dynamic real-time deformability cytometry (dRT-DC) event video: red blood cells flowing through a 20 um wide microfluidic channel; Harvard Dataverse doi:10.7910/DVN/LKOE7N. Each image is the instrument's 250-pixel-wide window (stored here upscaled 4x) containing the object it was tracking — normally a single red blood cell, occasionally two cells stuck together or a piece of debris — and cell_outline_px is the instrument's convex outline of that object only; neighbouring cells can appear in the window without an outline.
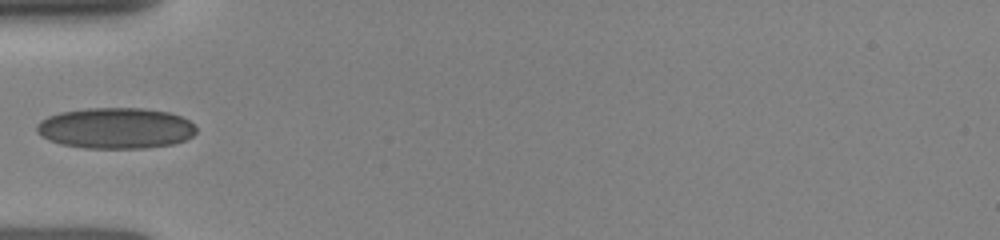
{"species": "human", "species_latin": "Homo sapiens", "temperature_condition": "room temperature", "stored_images_in_passage": 18, "camera_frame_rate_fps": 3000, "um_per_image_px": 0.085, "donor": {"sex": "female"}, "frame": {"image": 1, "passage_image": 10, "time_ms": 4.667, "image_size_px": [1000, 240], "cell_outline_px": [[196, 132], [192, 136], [184, 140], [172, 144], [144, 148], [84, 148], [60, 144], [48, 140], [40, 136], [36, 132], [36, 124], [40, 120], [48, 116], [60, 112], [88, 108], [144, 108], [168, 112], [180, 116], [188, 120], [196, 128]], "centroid_in_image_um": [9.79, 10.89], "position_along_channel_um": 75.2, "area_um2": 38.21}}
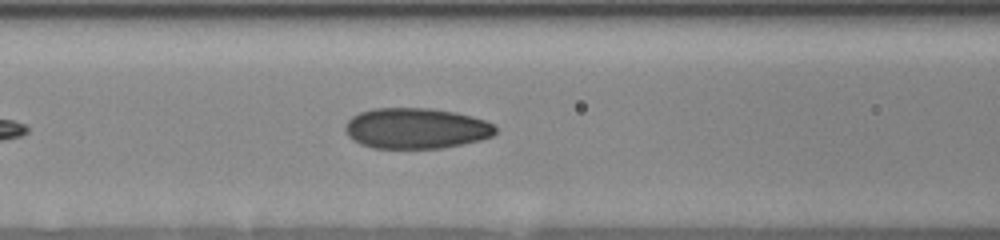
{"frame": {"image": 2, "passage_image": 13, "time_ms": 6.0, "image_size_px": [1000, 240], "cell_outline_px": [[496, 132], [492, 136], [480, 140], [444, 148], [372, 148], [360, 144], [352, 140], [348, 136], [344, 128], [348, 120], [352, 116], [360, 112], [372, 108], [432, 108], [472, 116], [496, 124]], "centroid_in_image_um": [35.36, 10.91], "position_along_channel_um": 131.2, "area_um2": 35.84}}
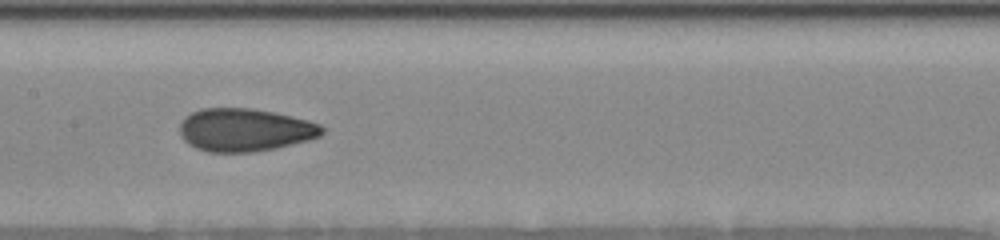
{"frame": {"image": 3, "passage_image": 16, "time_ms": 7.333, "image_size_px": [1000, 240], "cell_outline_px": [[324, 132], [320, 136], [308, 140], [276, 148], [252, 152], [208, 152], [196, 148], [188, 144], [180, 136], [180, 124], [184, 116], [200, 108], [252, 108], [272, 112], [308, 120], [320, 124], [324, 128]], "centroid_in_image_um": [20.78, 11.04], "position_along_channel_um": 186.6, "area_um2": 35.72}}